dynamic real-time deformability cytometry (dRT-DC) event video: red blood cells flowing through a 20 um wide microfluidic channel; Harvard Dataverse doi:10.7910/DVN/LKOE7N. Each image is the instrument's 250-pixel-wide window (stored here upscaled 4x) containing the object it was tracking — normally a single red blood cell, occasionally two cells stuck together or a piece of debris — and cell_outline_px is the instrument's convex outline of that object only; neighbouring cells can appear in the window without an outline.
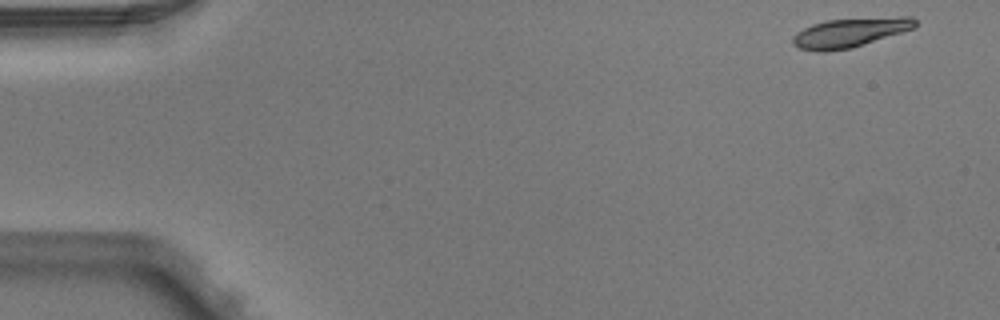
{"species": "Egyptian fruit bat (a non-hibernating species)", "species_latin": "Rousettus aegyptiacus", "temperature_condition": "warm", "stored_images_in_passage": 5, "camera_frame_rate_fps": 3000, "um_per_image_px": 0.085, "animal": {"sex": "male"}, "frame": {"image": 1, "passage_image": 1, "time_ms": 0.0, "image_size_px": [1000, 320], "cell_outline_px": [[916, 24], [912, 28], [852, 48], [824, 52], [816, 52], [800, 48], [792, 44], [792, 36], [796, 32], [812, 24], [828, 20], [900, 16], [912, 16], [916, 20]], "centroid_in_image_um": [72.19, 2.77], "position_along_channel_um": 12.8, "area_um2": 20.75}}
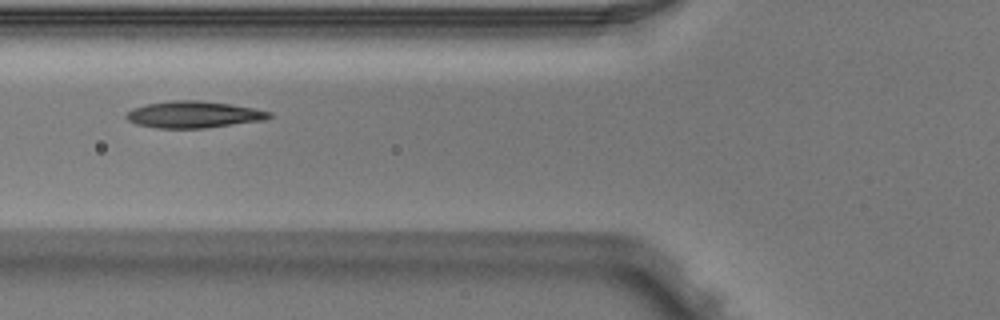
{"frame": {"image": 2, "passage_image": 5, "time_ms": 1.333, "image_size_px": [1000, 320], "cell_outline_px": [[272, 116], [264, 120], [204, 128], [156, 128], [136, 124], [128, 120], [124, 116], [132, 108], [148, 104], [172, 100], [200, 100], [228, 104], [252, 108], [272, 112]], "centroid_in_image_um": [16.43, 9.74], "position_along_channel_um": 109.4, "area_um2": 22.08}}